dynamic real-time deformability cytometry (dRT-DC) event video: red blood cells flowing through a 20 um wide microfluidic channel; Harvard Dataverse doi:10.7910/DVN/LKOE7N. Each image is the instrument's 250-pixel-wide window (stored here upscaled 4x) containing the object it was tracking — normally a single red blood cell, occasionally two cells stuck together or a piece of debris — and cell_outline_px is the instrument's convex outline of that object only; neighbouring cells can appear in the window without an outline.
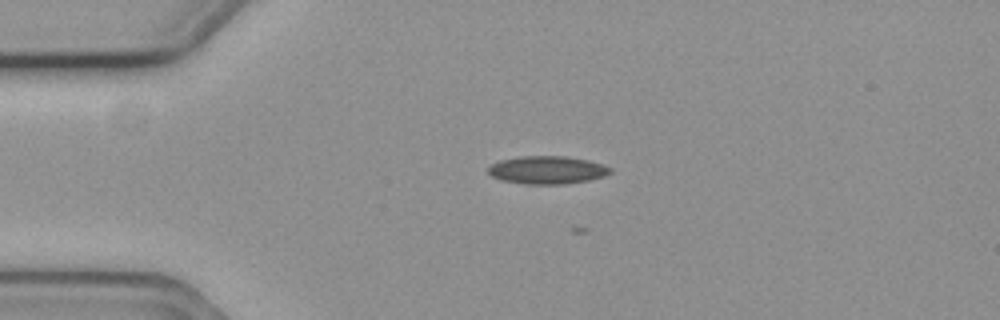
{"species": "common noctule bat (a hibernating species)", "species_latin": "Nyctalus noctula", "temperature_condition": "cold", "stored_images_in_passage": 4, "camera_frame_rate_fps": 3000, "um_per_image_px": 0.085, "animal": {"sex": "female", "body_mass_g": 19.3, "forearm_length_mm": 54.1}, "frame": {"image": 1, "passage_image": 3, "time_ms": 0.667, "image_size_px": [1000, 320], "cell_outline_px": [[612, 172], [604, 176], [588, 180], [564, 184], [524, 184], [500, 180], [492, 176], [488, 172], [488, 168], [492, 164], [500, 160], [520, 156], [568, 156], [588, 160], [604, 164], [612, 168]], "centroid_in_image_um": [46.53, 14.44], "position_along_channel_um": 38.5, "area_um2": 20.0}}